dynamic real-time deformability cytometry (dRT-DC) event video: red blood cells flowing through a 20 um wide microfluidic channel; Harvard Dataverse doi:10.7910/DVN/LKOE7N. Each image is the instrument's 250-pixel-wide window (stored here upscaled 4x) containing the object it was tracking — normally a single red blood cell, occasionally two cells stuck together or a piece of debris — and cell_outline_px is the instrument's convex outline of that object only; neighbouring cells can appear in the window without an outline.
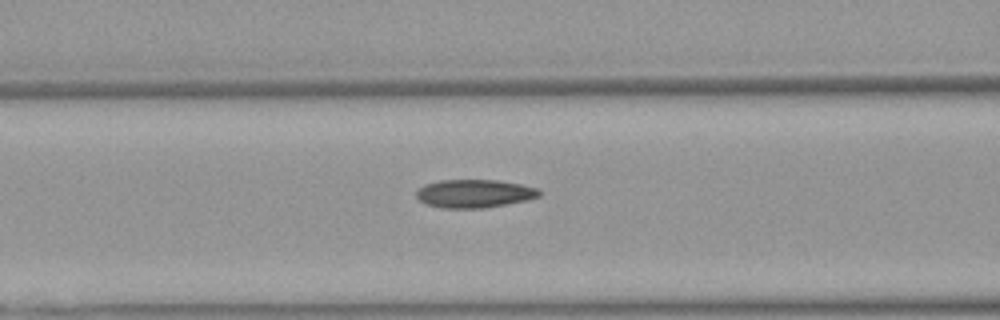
{"species": "Egyptian fruit bat (a non-hibernating species)", "species_latin": "Rousettus aegyptiacus", "temperature_condition": "warm", "stored_images_in_passage": 17, "camera_frame_rate_fps": 3000, "um_per_image_px": 0.085, "animal": {"sex": "female"}, "frame": {"image": 1, "passage_image": 15, "time_ms": 4.667, "image_size_px": [1000, 320], "cell_outline_px": [[540, 196], [528, 200], [508, 204], [484, 208], [440, 208], [428, 204], [420, 200], [416, 196], [416, 192], [424, 184], [440, 180], [500, 180], [540, 188]], "centroid_in_image_um": [40.36, 16.45], "position_along_channel_um": 126.2, "area_um2": 20.35}}